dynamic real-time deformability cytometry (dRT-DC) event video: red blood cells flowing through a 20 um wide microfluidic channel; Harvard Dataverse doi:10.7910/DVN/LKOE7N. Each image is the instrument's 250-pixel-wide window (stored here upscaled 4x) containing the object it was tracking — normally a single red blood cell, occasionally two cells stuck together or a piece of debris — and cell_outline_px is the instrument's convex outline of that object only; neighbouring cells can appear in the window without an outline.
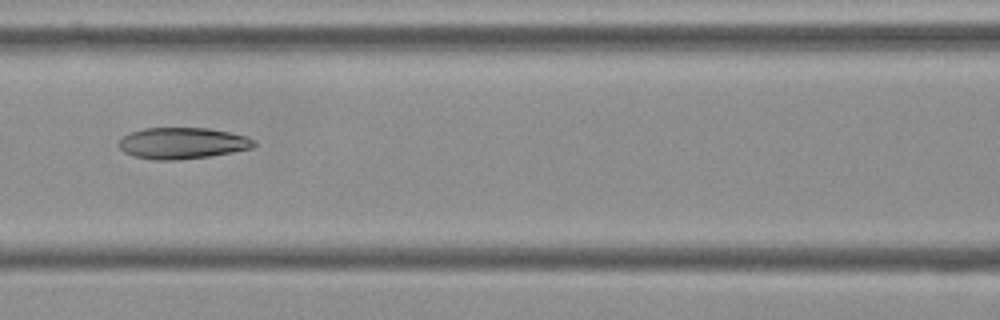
{"species": "Egyptian fruit bat (a non-hibernating species)", "species_latin": "Rousettus aegyptiacus", "temperature_condition": "cold", "stored_images_in_passage": 6, "camera_frame_rate_fps": 3000, "um_per_image_px": 0.085, "frame": {"image": 1, "passage_image": 6, "time_ms": 1.667, "image_size_px": [1000, 320], "cell_outline_px": [[256, 144], [252, 148], [232, 152], [208, 156], [176, 160], [152, 160], [132, 156], [124, 152], [120, 148], [120, 140], [124, 136], [132, 132], [144, 128], [208, 128], [248, 136], [256, 140]], "centroid_in_image_um": [15.52, 12.17], "position_along_channel_um": 151.1, "area_um2": 24.62}}